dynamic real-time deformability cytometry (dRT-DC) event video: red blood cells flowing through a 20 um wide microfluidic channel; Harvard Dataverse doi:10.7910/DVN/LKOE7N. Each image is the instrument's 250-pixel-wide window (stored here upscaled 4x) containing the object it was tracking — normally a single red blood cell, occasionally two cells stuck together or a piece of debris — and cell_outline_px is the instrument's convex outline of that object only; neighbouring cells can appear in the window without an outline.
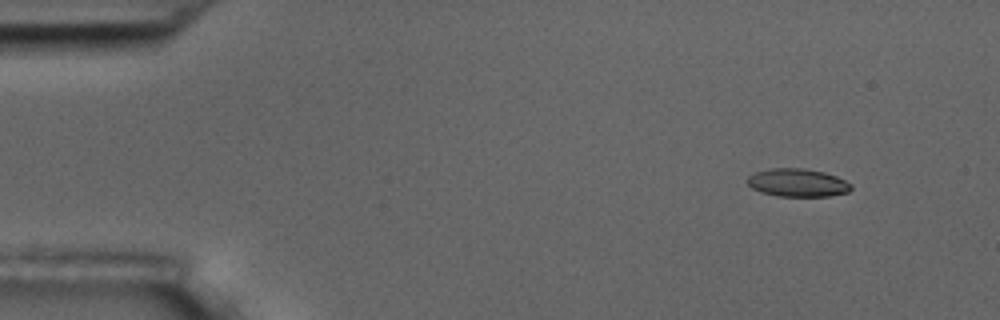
{"species": "common noctule bat (a hibernating species)", "species_latin": "Nyctalus noctula", "temperature_condition": "room temperature", "stored_images_in_passage": 5, "camera_frame_rate_fps": 3000, "um_per_image_px": 0.085, "animal": {"sex": "male", "body_mass_g": 17.5, "forearm_length_mm": 52.3}, "frame": {"image": 1, "passage_image": 2, "time_ms": 1.333, "image_size_px": [1000, 320], "cell_outline_px": [[852, 188], [848, 192], [828, 196], [776, 196], [760, 192], [752, 188], [748, 184], [748, 176], [756, 172], [768, 168], [804, 168], [824, 172], [836, 176], [852, 184]], "centroid_in_image_um": [67.79, 15.53], "position_along_channel_um": 17.2, "area_um2": 16.99}}
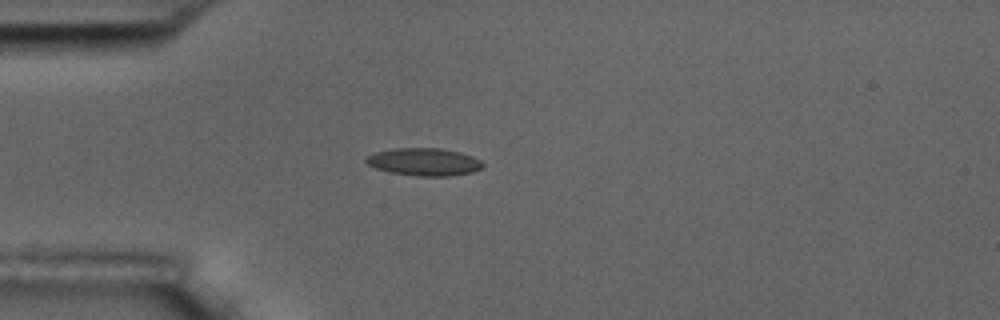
{"frame": {"image": 2, "passage_image": 5, "time_ms": 4.667, "image_size_px": [1000, 320], "cell_outline_px": [[484, 164], [480, 168], [472, 172], [452, 176], [420, 176], [392, 172], [376, 168], [368, 164], [364, 160], [368, 156], [376, 152], [392, 148], [440, 148], [460, 152], [472, 156], [480, 160]], "centroid_in_image_um": [36.06, 13.75], "position_along_channel_um": 48.9, "area_um2": 18.61}}